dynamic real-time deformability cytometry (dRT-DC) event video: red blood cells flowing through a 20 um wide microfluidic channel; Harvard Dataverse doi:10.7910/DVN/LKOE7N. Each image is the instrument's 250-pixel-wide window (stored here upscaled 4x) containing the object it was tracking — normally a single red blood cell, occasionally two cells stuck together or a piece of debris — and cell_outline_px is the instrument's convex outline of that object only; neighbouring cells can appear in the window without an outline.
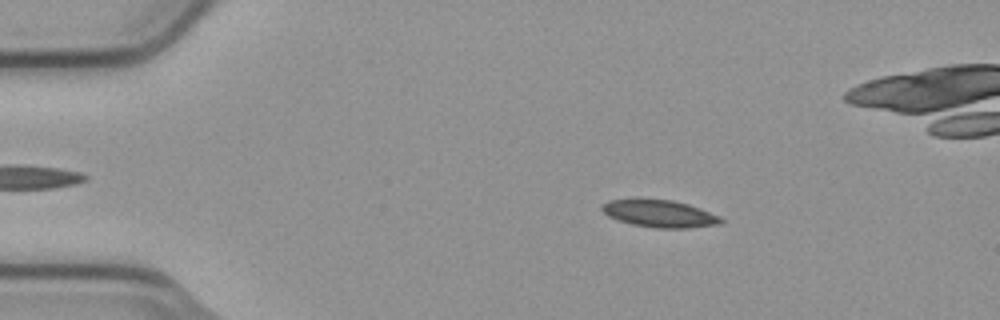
{"species": "common noctule bat (a hibernating species)", "species_latin": "Nyctalus noctula", "temperature_condition": "cold", "stored_images_in_passage": 7, "camera_frame_rate_fps": 3000, "um_per_image_px": 0.085, "animal": {"sex": "male", "body_mass_g": 23.1, "forearm_length_mm": 52.7}, "frame": {"image": 1, "passage_image": 2, "time_ms": 0.333, "image_size_px": [1000, 320], "cell_outline_px": [[724, 220], [720, 224], [688, 228], [656, 228], [632, 224], [608, 216], [600, 208], [608, 200], [632, 196], [640, 196], [672, 200], [688, 204], [708, 212]], "centroid_in_image_um": [55.96, 18.1], "position_along_channel_um": 29.0, "area_um2": 19.36}}
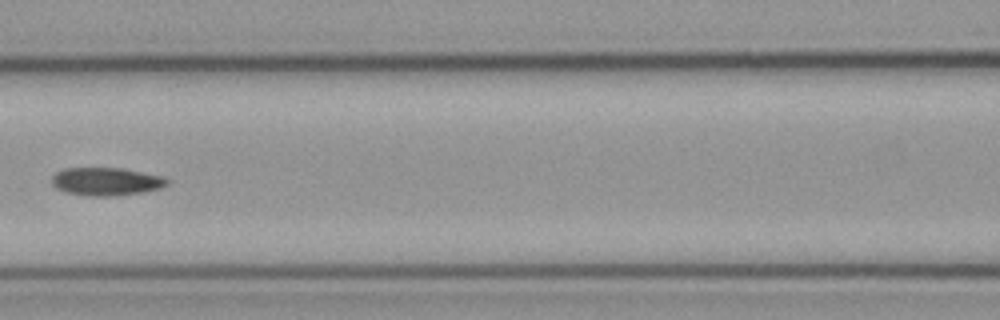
{"frame": {"image": 2, "passage_image": 6, "time_ms": 1.667, "image_size_px": [1000, 320], "cell_outline_px": [[168, 184], [160, 188], [140, 192], [116, 196], [88, 196], [64, 192], [56, 188], [52, 184], [52, 176], [56, 172], [64, 168], [124, 168], [164, 176], [168, 180]], "centroid_in_image_um": [9.01, 15.42], "position_along_channel_um": 157.6, "area_um2": 18.96}}
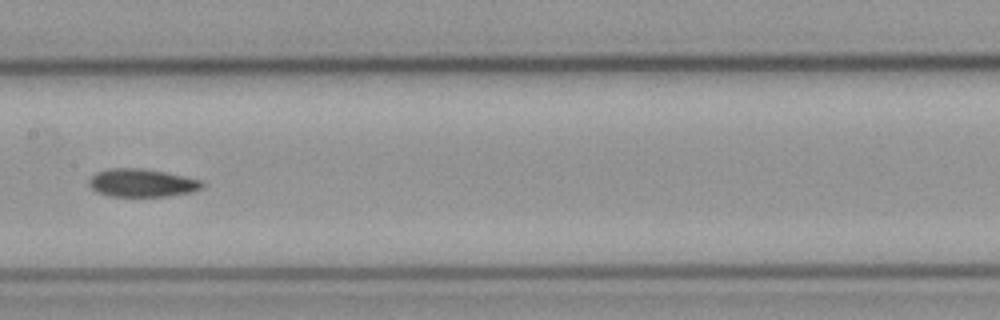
{"frame": {"image": 3, "passage_image": 7, "time_ms": 2.0, "image_size_px": [1000, 320], "cell_outline_px": [[204, 184], [200, 188], [192, 192], [168, 196], [108, 196], [96, 192], [88, 184], [88, 180], [96, 172], [108, 168], [136, 168], [164, 172], [204, 180]], "centroid_in_image_um": [12.04, 15.55], "position_along_channel_um": 195.4, "area_um2": 18.5}}